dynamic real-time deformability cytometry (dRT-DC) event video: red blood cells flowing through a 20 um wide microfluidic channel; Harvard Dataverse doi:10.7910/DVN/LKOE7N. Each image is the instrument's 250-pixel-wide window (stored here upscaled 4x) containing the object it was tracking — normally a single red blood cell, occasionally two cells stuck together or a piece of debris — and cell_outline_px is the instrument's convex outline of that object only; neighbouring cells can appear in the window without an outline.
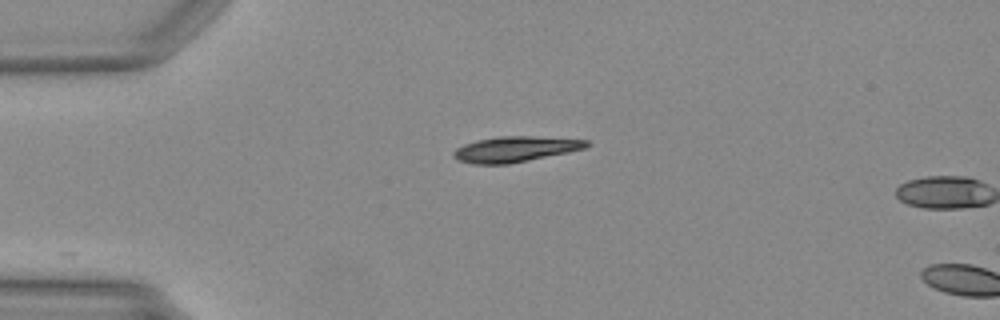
{"species": "Egyptian fruit bat (a non-hibernating species)", "species_latin": "Rousettus aegyptiacus", "temperature_condition": "warm", "stored_images_in_passage": 2, "camera_frame_rate_fps": 3000, "um_per_image_px": 0.085, "animal": {"sex": "female"}, "frame": {"image": 1, "passage_image": 1, "time_ms": 0.0, "image_size_px": [1000, 320], "cell_outline_px": [[588, 144], [584, 148], [568, 152], [508, 164], [472, 164], [460, 160], [452, 156], [452, 152], [456, 148], [464, 144], [476, 140], [500, 136], [528, 136], [588, 140]], "centroid_in_image_um": [43.73, 12.68], "position_along_channel_um": 41.3, "area_um2": 19.54}}